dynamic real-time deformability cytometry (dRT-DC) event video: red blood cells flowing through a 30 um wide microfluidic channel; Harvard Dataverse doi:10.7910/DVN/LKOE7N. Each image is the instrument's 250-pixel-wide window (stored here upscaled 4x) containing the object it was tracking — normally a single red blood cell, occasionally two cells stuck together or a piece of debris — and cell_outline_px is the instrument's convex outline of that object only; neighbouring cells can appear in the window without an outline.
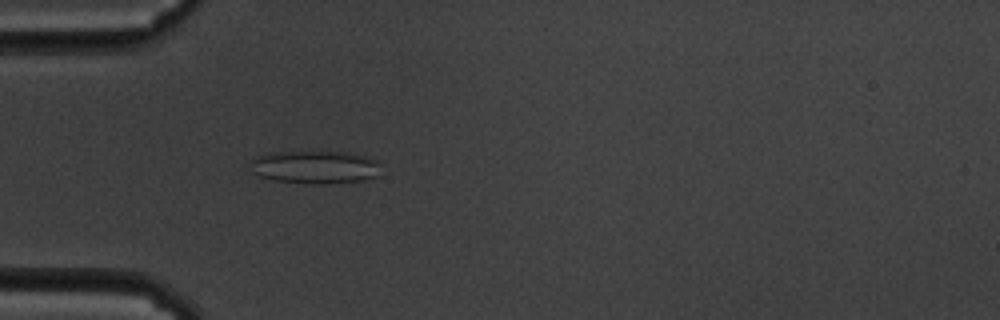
{"species": "common noctule bat (a hibernating species)", "species_latin": "Nyctalus noctula", "temperature_condition": "cold", "stored_images_in_passage": 57, "camera_frame_rate_fps": 3000, "um_per_image_px": 0.085, "animal": {"sex": "male", "body_mass_g": 19.5, "forearm_length_mm": 54.6}, "frame": {"image": 1, "passage_image": 16, "time_ms": 5.0, "image_size_px": [1000, 320], "cell_outline_px": [[380, 176], [360, 180], [324, 184], [312, 184], [276, 180], [260, 176], [252, 172], [252, 160], [256, 156], [272, 152], [344, 152], [364, 156], [376, 160]], "centroid_in_image_um": [26.77, 14.21], "position_along_channel_um": 58.2, "area_um2": 24.74}}
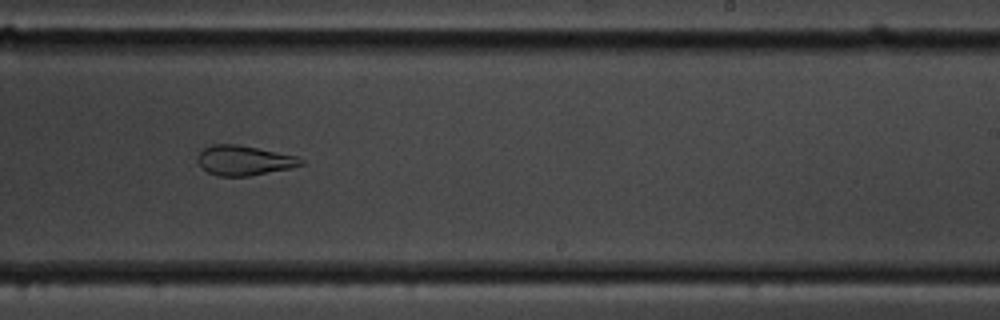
{"frame": {"image": 2, "passage_image": 35, "time_ms": 11.333, "image_size_px": [1000, 320], "cell_outline_px": [[304, 164], [292, 168], [248, 176], [220, 176], [208, 172], [196, 160], [196, 156], [204, 148], [212, 144], [236, 144], [296, 156], [304, 160]], "centroid_in_image_um": [20.74, 13.64], "position_along_channel_um": 268.3, "area_um2": 17.8}}
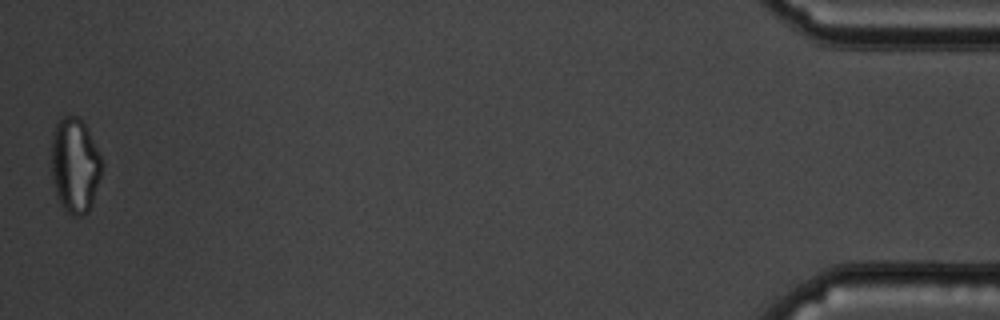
{"frame": {"image": 3, "passage_image": 57, "time_ms": 18.667, "image_size_px": [1000, 320], "cell_outline_px": [[104, 164], [88, 212], [80, 216], [72, 216], [60, 204], [56, 196], [48, 164], [52, 132], [60, 116], [76, 116], [84, 124], [104, 160]], "centroid_in_image_um": [6.31, 14.03], "position_along_channel_um": 428.9, "area_um2": 28.67}, "authors_computed_cell_mechanics": {"area_um2": 25.143, "velocity_mm_per_s": 3.393, "shape_relaxation_time_tau1_ms": null, "shape_relaxation_time_tau2_ms": 1.7816, "deformation_change_tau1": null, "deformation_change_tau2": 0.1007}}